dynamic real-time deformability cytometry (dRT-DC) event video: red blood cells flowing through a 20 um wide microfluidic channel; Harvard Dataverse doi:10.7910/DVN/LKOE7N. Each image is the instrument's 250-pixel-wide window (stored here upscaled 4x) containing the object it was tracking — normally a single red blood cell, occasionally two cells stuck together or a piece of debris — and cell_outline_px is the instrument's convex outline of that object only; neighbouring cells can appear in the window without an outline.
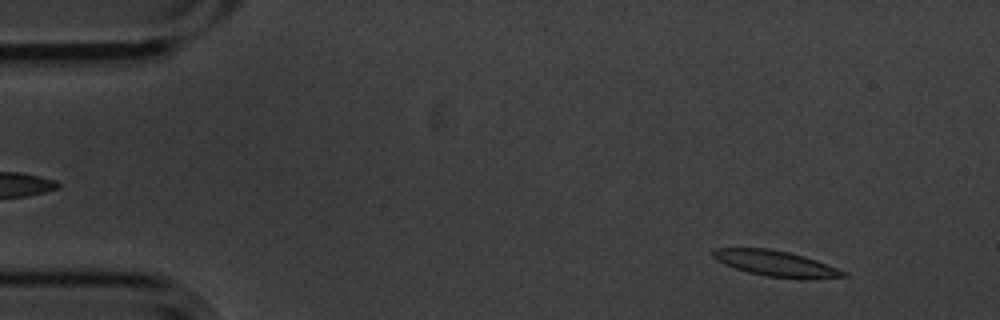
{"species": "common noctule bat (a hibernating species)", "species_latin": "Nyctalus noctula", "temperature_condition": "cold", "stored_images_in_passage": 55, "camera_frame_rate_fps": 3000, "um_per_image_px": 0.085, "animal": {"sex": "male", "body_mass_g": 20.1, "forearm_length_mm": 53.5}, "frame": {"image": 1, "passage_image": 5, "time_ms": 1.333, "image_size_px": [1000, 320], "cell_outline_px": [[852, 276], [764, 276], [748, 272], [724, 264], [716, 260], [712, 256], [712, 252], [716, 248], [768, 248], [788, 252], [804, 256], [816, 260], [848, 272]], "centroid_in_image_um": [65.84, 22.34], "position_along_channel_um": 19.2, "area_um2": 18.55}}
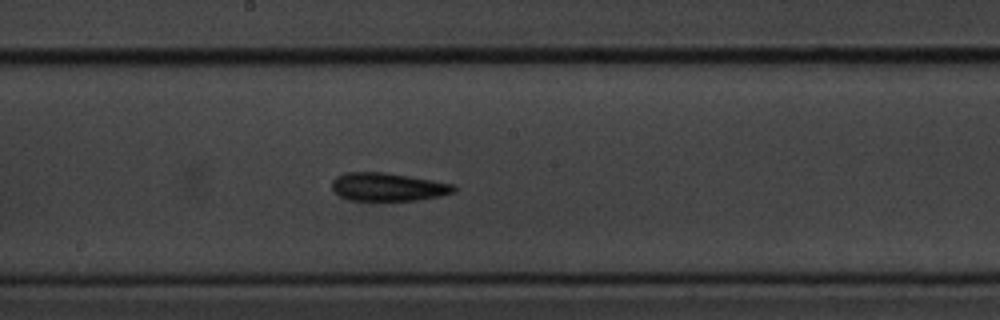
{"frame": {"image": 2, "passage_image": 29, "time_ms": 9.333, "image_size_px": [1000, 320], "cell_outline_px": [[456, 192], [440, 196], [416, 200], [348, 200], [340, 196], [332, 188], [332, 180], [336, 176], [344, 172], [384, 172], [456, 184]], "centroid_in_image_um": [32.98, 15.88], "position_along_channel_um": 215.2, "area_um2": 20.06}}
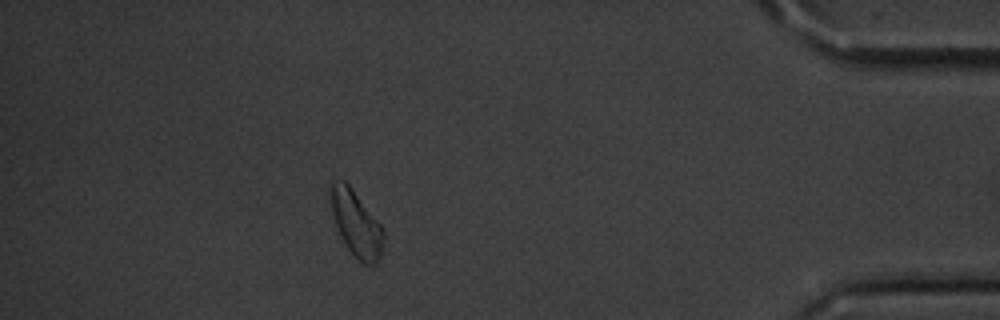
{"frame": {"image": 3, "passage_image": 49, "time_ms": 16.0, "image_size_px": [1000, 320], "cell_outline_px": [[384, 236], [380, 256], [376, 264], [364, 264], [348, 248], [340, 236], [332, 212], [332, 180], [344, 180], [352, 188], [380, 224], [384, 232]], "centroid_in_image_um": [30.29, 19.01], "position_along_channel_um": 404.9, "area_um2": 19.54}, "authors_computed_cell_mechanics": {"area_um2": 19.7676, "velocity_mm_per_s": 3.5432, "shape_relaxation_time_tau1_ms": 3.2404, "shape_relaxation_time_tau2_ms": 8.1669, "deformation_change_tau1": 0.1032, "deformation_change_tau2": 0.1334}}